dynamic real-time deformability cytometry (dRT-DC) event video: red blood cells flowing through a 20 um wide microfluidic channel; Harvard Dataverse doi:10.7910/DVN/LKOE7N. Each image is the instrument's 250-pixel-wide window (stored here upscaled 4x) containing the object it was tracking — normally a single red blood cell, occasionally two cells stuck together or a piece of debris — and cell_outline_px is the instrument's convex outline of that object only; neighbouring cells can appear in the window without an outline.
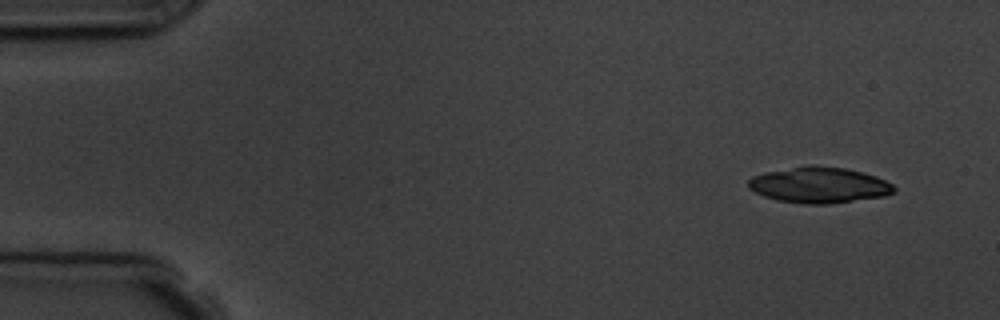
{"species": "common noctule bat (a hibernating species)", "species_latin": "Nyctalus noctula", "temperature_condition": "room temperature", "stored_images_in_passage": 5, "camera_frame_rate_fps": 3000, "um_per_image_px": 0.085, "animal": {"sex": "male", "body_mass_g": 19.5, "forearm_length_mm": 54.6}, "frame": {"image": 1, "passage_image": 1, "time_ms": 0.0, "image_size_px": [1000, 320], "cell_outline_px": [[896, 192], [884, 196], [828, 204], [804, 204], [776, 200], [764, 196], [748, 188], [748, 180], [752, 176], [764, 172], [808, 164], [812, 164], [844, 168], [864, 172], [876, 176], [892, 184], [896, 188]], "centroid_in_image_um": [69.62, 15.72], "position_along_channel_um": 15.4, "area_um2": 30.75}}
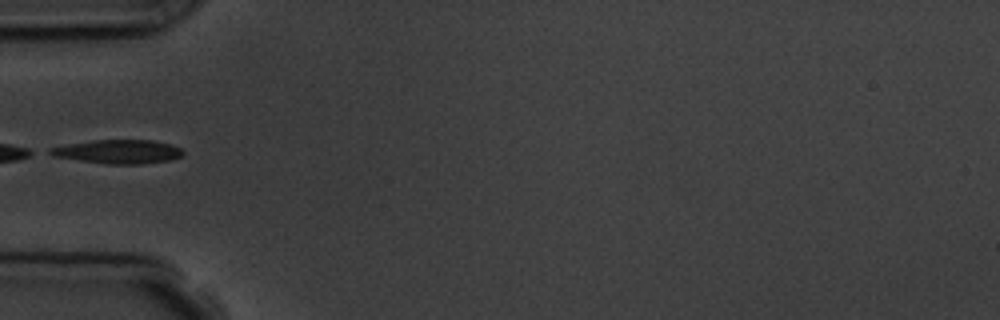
{"frame": {"image": 2, "passage_image": 5, "time_ms": 4.667, "image_size_px": [1000, 320], "cell_outline_px": [[184, 152], [180, 156], [168, 160], [140, 164], [108, 164], [52, 156], [44, 152], [48, 148], [68, 144], [92, 140], [152, 140], [168, 144], [180, 148]], "centroid_in_image_um": [9.96, 12.88], "position_along_channel_um": 75.0, "area_um2": 18.32}}